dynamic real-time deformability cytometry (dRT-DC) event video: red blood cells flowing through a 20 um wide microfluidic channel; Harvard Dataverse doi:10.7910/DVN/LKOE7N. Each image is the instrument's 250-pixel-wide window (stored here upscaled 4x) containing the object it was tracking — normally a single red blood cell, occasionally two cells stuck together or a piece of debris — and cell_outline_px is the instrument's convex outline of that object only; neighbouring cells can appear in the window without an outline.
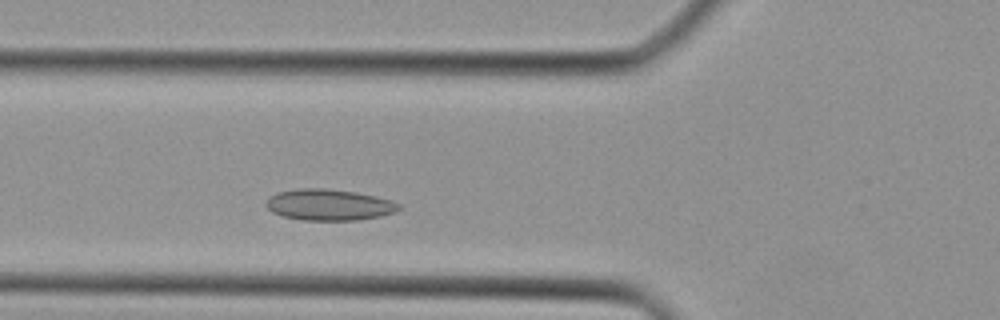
{"species": "Egyptian fruit bat (a non-hibernating species)", "species_latin": "Rousettus aegyptiacus", "temperature_condition": "cold", "stored_images_in_passage": 32, "camera_frame_rate_fps": 3000, "um_per_image_px": 0.085, "animal": {"sex": "female"}, "frame": {"image": 1, "passage_image": 6, "time_ms": 1.667, "image_size_px": [1000, 320], "cell_outline_px": [[400, 208], [396, 212], [380, 216], [356, 220], [304, 220], [280, 216], [272, 212], [264, 204], [268, 196], [276, 192], [300, 188], [324, 188], [356, 192], [376, 196], [392, 200], [400, 204]], "centroid_in_image_um": [27.94, 17.4], "position_along_channel_um": 97.9, "area_um2": 24.39}}
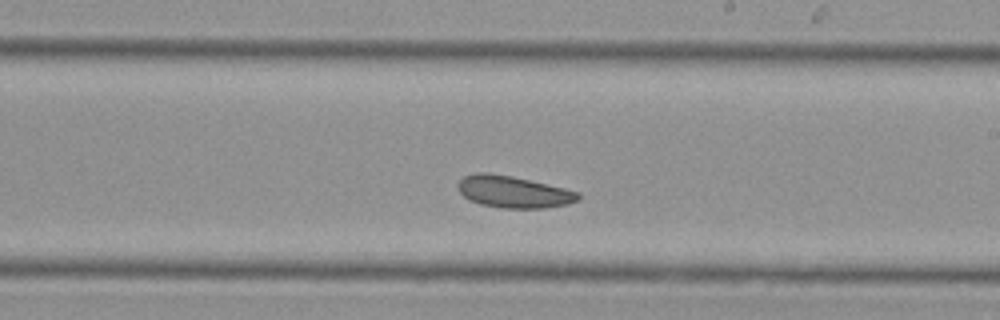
{"frame": {"image": 2, "passage_image": 15, "time_ms": 4.667, "image_size_px": [1000, 320], "cell_outline_px": [[580, 196], [576, 200], [568, 204], [544, 208], [500, 208], [480, 204], [468, 200], [460, 192], [456, 184], [464, 176], [476, 172], [484, 172], [512, 176], [564, 188], [580, 192]], "centroid_in_image_um": [43.6, 16.31], "position_along_channel_um": 245.4, "area_um2": 22.31}}
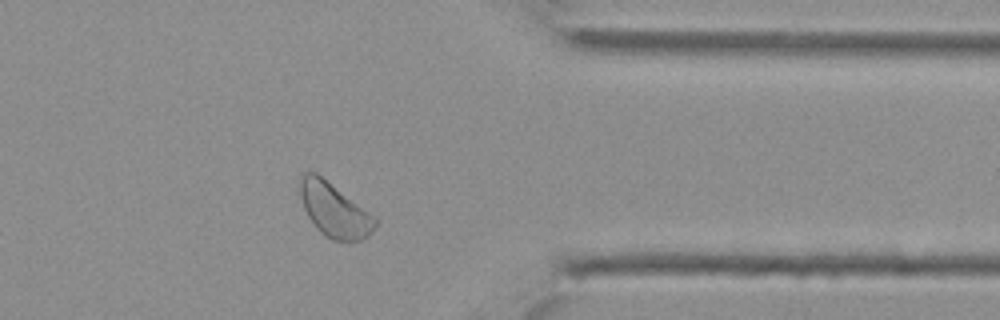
{"frame": {"image": 3, "passage_image": 24, "time_ms": 7.667, "image_size_px": [1000, 320], "cell_outline_px": [[380, 220], [372, 232], [364, 240], [352, 244], [348, 244], [332, 240], [320, 232], [316, 228], [308, 216], [304, 208], [300, 196], [300, 176], [304, 172], [316, 172], [376, 216]], "centroid_in_image_um": [28.47, 17.91], "position_along_channel_um": 382.9, "area_um2": 24.28}}